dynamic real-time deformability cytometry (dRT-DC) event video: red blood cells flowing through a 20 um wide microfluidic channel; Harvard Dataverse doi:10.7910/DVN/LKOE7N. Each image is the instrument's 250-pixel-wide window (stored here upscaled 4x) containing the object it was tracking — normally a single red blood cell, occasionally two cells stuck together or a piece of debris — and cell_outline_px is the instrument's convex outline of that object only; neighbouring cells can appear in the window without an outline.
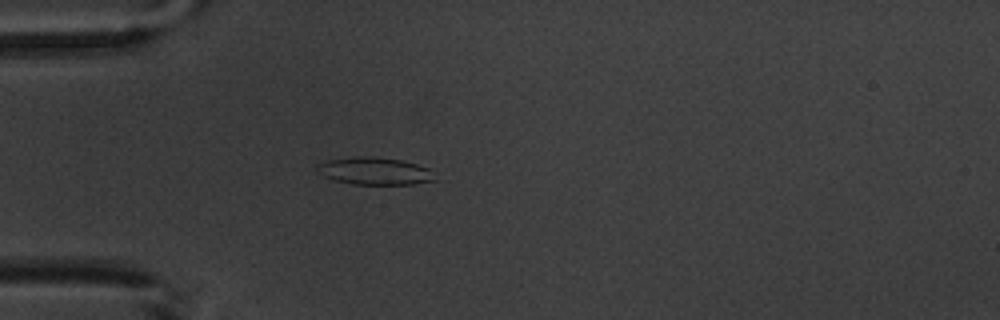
{"species": "common noctule bat (a hibernating species)", "species_latin": "Nyctalus noctula", "temperature_condition": "warm", "stored_images_in_passage": 3, "camera_frame_rate_fps": 3000, "um_per_image_px": 0.085, "animal": {"sex": "male", "body_mass_g": 20.1, "forearm_length_mm": 53.5}, "frame": {"image": 1, "passage_image": 3, "time_ms": 2.333, "image_size_px": [1000, 320], "cell_outline_px": [[436, 180], [412, 184], [352, 184], [332, 180], [324, 176], [316, 168], [316, 164], [328, 160], [352, 156], [372, 156], [400, 160], [416, 164], [428, 168]], "centroid_in_image_um": [31.79, 14.53], "position_along_channel_um": 53.2, "area_um2": 18.73}}